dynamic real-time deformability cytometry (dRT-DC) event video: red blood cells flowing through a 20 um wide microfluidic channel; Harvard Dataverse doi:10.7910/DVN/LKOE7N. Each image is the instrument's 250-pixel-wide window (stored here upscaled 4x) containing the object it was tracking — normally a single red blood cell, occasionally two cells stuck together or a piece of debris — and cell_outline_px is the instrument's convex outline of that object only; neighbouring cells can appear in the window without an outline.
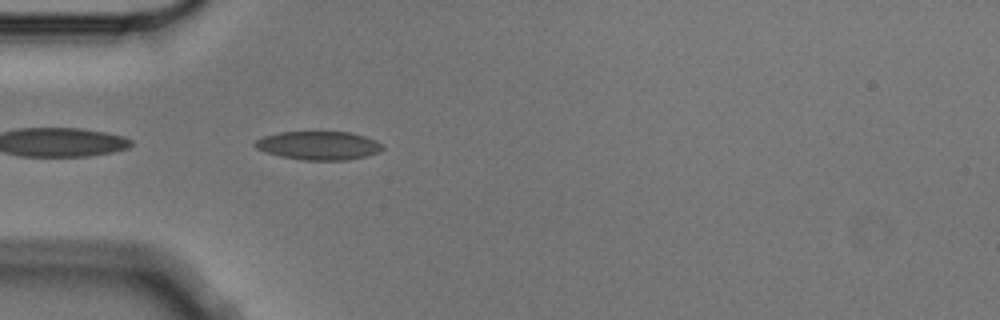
{"species": "Egyptian fruit bat (a non-hibernating species)", "species_latin": "Rousettus aegyptiacus", "temperature_condition": "cold", "stored_images_in_passage": 4, "camera_frame_rate_fps": 3000, "um_per_image_px": 0.085, "animal": {"sex": "male"}, "frame": {"image": 1, "passage_image": 4, "time_ms": 1.0, "image_size_px": [1000, 320], "cell_outline_px": [[384, 148], [380, 152], [348, 160], [304, 160], [280, 156], [256, 148], [252, 144], [256, 140], [264, 136], [280, 132], [348, 132], [364, 136], [376, 140], [384, 144]], "centroid_in_image_um": [27.11, 12.37], "position_along_channel_um": 57.9, "area_um2": 21.15}}